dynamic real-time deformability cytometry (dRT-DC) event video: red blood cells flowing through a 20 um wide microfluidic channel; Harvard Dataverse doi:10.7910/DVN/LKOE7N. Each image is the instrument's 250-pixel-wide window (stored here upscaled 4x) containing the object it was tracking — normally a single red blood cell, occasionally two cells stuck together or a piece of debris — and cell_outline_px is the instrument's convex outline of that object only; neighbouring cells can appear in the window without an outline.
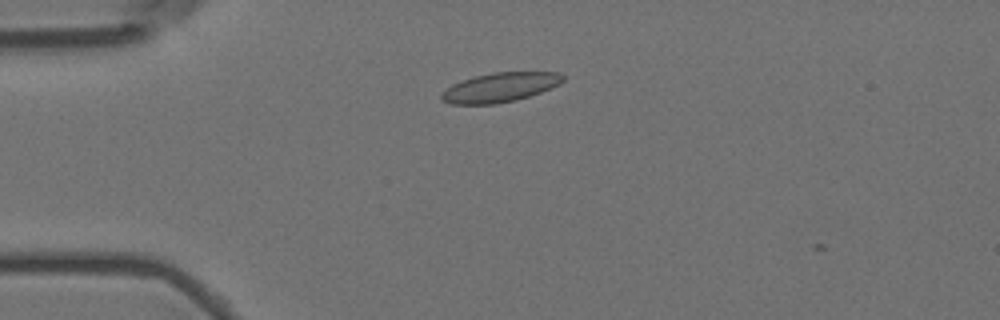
{"species": "Egyptian fruit bat (a non-hibernating species)", "species_latin": "Rousettus aegyptiacus", "temperature_condition": "room temperature", "stored_images_in_passage": 44, "camera_frame_rate_fps": 3000, "um_per_image_px": 0.085, "animal": {"sex": "female"}, "frame": {"image": 1, "passage_image": 5, "time_ms": 1.333, "image_size_px": [1000, 320], "cell_outline_px": [[564, 80], [560, 84], [540, 92], [516, 100], [496, 104], [448, 104], [440, 100], [440, 92], [452, 84], [472, 76], [492, 72], [560, 72], [564, 76]], "centroid_in_image_um": [42.45, 7.42], "position_along_channel_um": 42.6, "area_um2": 21.04}}
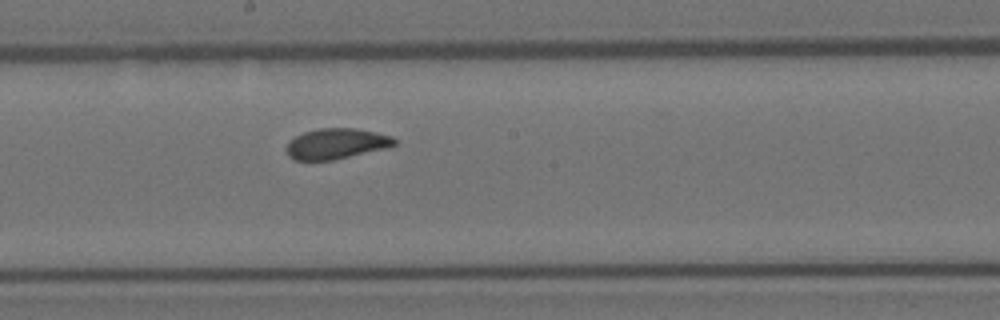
{"frame": {"image": 2, "passage_image": 22, "time_ms": 7.0, "image_size_px": [1000, 320], "cell_outline_px": [[396, 144], [384, 148], [332, 160], [292, 160], [288, 156], [288, 140], [304, 132], [320, 128], [356, 128], [376, 132], [392, 136], [396, 140]], "centroid_in_image_um": [28.57, 12.2], "position_along_channel_um": 219.6, "area_um2": 19.02}}
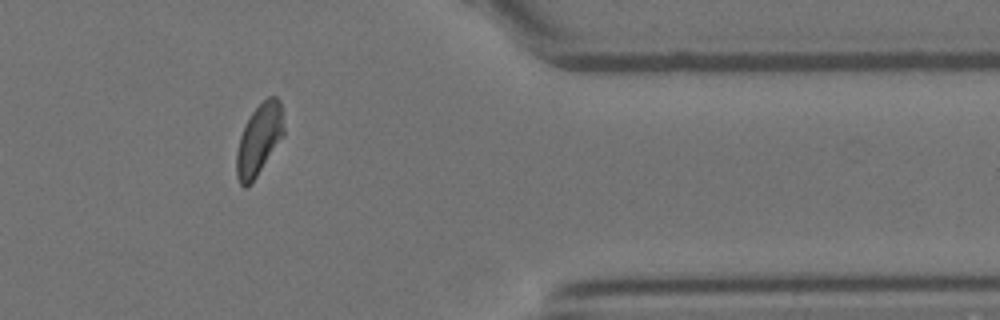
{"frame": {"image": 3, "passage_image": 38, "time_ms": 12.333, "image_size_px": [1000, 320], "cell_outline_px": [[284, 132], [252, 184], [248, 188], [244, 188], [240, 184], [236, 176], [236, 152], [240, 136], [244, 124], [252, 112], [268, 96], [276, 96], [280, 100], [284, 128]], "centroid_in_image_um": [21.98, 11.88], "position_along_channel_um": 389.4, "area_um2": 19.48}}